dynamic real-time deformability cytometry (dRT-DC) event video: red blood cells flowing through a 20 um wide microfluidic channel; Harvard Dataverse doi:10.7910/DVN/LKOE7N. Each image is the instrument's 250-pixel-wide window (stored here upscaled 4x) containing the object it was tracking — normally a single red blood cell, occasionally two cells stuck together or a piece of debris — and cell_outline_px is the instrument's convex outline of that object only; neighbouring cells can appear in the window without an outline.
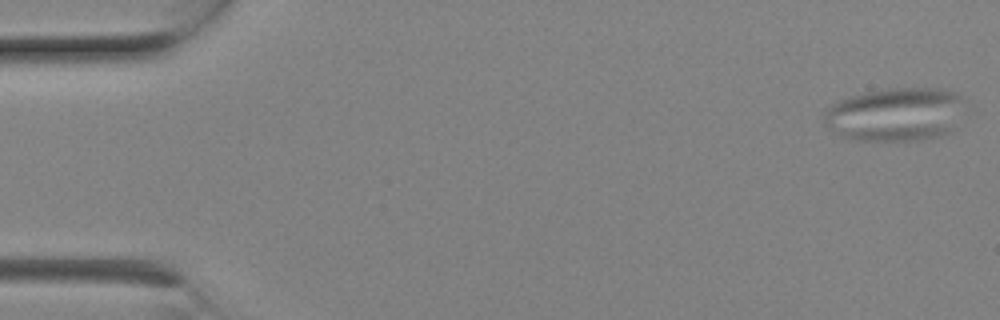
{"species": "Egyptian fruit bat (a non-hibernating species)", "species_latin": "Rousettus aegyptiacus", "temperature_condition": "room temperature", "stored_images_in_passage": 5, "camera_frame_rate_fps": 3000, "um_per_image_px": 0.085, "animal": {"sex": "female"}, "frame": {"image": 1, "passage_image": 1, "time_ms": 0.0, "image_size_px": [1000, 320], "cell_outline_px": [[968, 100], [952, 128], [948, 132], [936, 136], [916, 140], [848, 140], [824, 124], [824, 112], [832, 104], [840, 100], [852, 96], [868, 92], [888, 88], [940, 88], [956, 92], [964, 96]], "centroid_in_image_um": [76.14, 9.7], "position_along_channel_um": 8.9, "area_um2": 43.93}}